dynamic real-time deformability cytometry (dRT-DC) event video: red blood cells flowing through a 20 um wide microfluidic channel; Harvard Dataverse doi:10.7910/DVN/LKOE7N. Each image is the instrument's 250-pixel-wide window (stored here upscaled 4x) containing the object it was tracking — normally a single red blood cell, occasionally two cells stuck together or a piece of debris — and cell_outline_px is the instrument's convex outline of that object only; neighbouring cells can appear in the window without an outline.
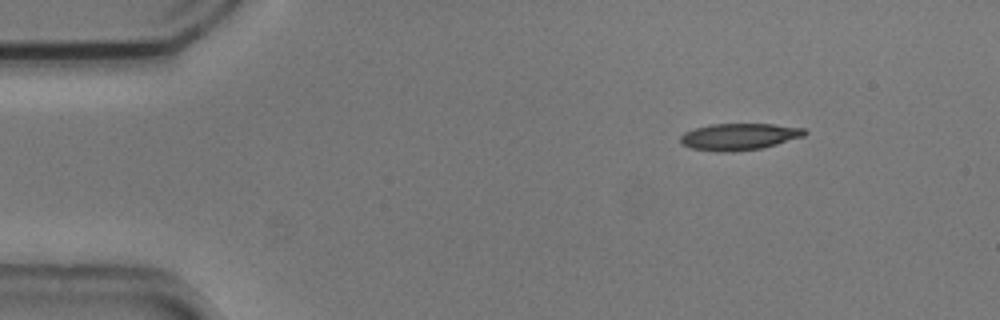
{"species": "common noctule bat (a hibernating species)", "species_latin": "Nyctalus noctula", "temperature_condition": "cold", "stored_images_in_passage": 11, "camera_frame_rate_fps": 3000, "um_per_image_px": 0.085, "animal": {"sex": "male", "body_mass_g": 20.5, "forearm_length_mm": 52.5}, "frame": {"image": 1, "passage_image": 1, "time_ms": 0.0, "image_size_px": [1000, 320], "cell_outline_px": [[808, 132], [804, 136], [776, 144], [760, 148], [736, 152], [716, 152], [692, 148], [680, 144], [680, 136], [684, 132], [708, 124], [772, 124], [804, 128]], "centroid_in_image_um": [62.8, 11.62], "position_along_channel_um": 22.2, "area_um2": 19.42}}
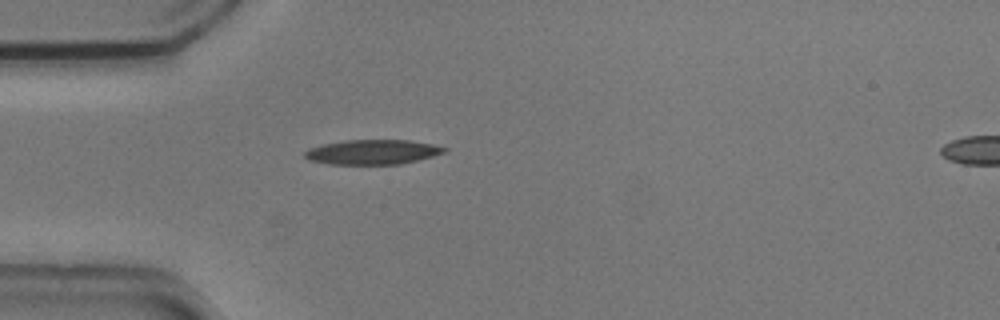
{"frame": {"image": 2, "passage_image": 9, "time_ms": 2.667, "image_size_px": [1000, 320], "cell_outline_px": [[448, 148], [444, 152], [432, 156], [400, 164], [328, 164], [308, 160], [304, 156], [304, 152], [308, 148], [324, 144], [344, 140], [408, 140], [432, 144]], "centroid_in_image_um": [31.62, 12.92], "position_along_channel_um": 53.4, "area_um2": 20.0}}